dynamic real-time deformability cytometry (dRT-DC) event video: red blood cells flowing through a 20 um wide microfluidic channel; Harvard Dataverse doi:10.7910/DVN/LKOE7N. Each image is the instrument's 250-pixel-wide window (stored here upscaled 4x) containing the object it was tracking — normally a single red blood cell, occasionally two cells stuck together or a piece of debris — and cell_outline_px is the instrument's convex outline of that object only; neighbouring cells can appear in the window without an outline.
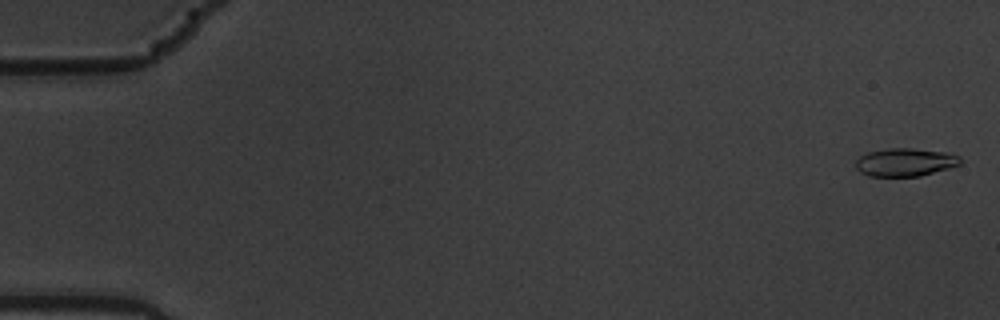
{"species": "common noctule bat (a hibernating species)", "species_latin": "Nyctalus noctula", "temperature_condition": "warm", "stored_images_in_passage": 58, "camera_frame_rate_fps": 3000, "um_per_image_px": 0.085, "animal": {"sex": "male", "body_mass_g": 19.5, "forearm_length_mm": 54.6}, "frame": {"image": 1, "passage_image": 2, "time_ms": 0.333, "image_size_px": [1000, 320], "cell_outline_px": [[960, 164], [948, 168], [920, 176], [868, 176], [860, 172], [856, 168], [856, 160], [860, 156], [868, 152], [892, 148], [912, 148], [948, 152], [960, 156]], "centroid_in_image_um": [76.94, 13.78], "position_along_channel_um": 8.1, "area_um2": 17.05}}
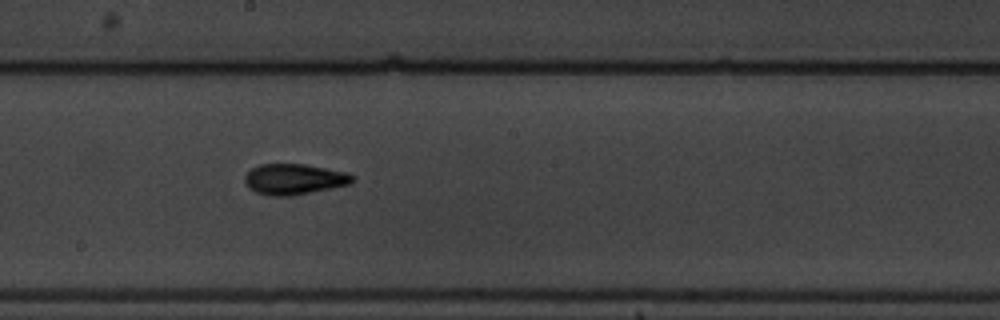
{"frame": {"image": 2, "passage_image": 33, "time_ms": 10.667, "image_size_px": [1000, 320], "cell_outline_px": [[352, 184], [292, 196], [268, 196], [256, 192], [248, 188], [244, 180], [244, 176], [252, 168], [260, 164], [304, 164], [348, 172], [352, 176]], "centroid_in_image_um": [24.98, 15.24], "position_along_channel_um": 223.2, "area_um2": 19.36}}
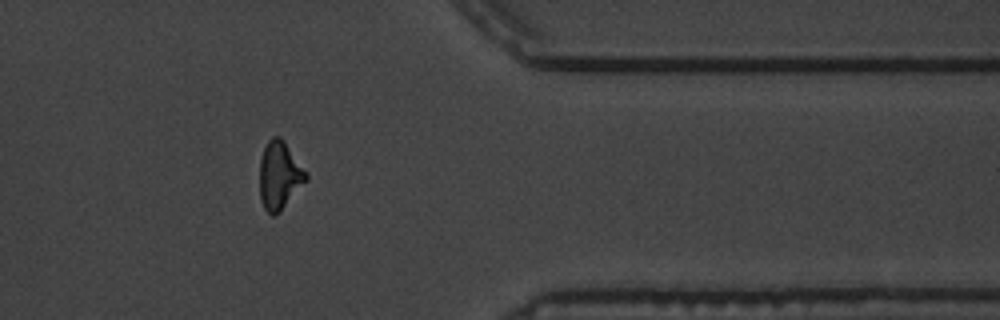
{"frame": {"image": 3, "passage_image": 48, "time_ms": 15.667, "image_size_px": [1000, 320], "cell_outline_px": [[308, 180], [280, 212], [272, 216], [264, 208], [260, 200], [260, 160], [264, 148], [268, 140], [272, 136], [280, 136], [284, 140], [308, 172]], "centroid_in_image_um": [23.78, 14.9], "position_along_channel_um": 387.6, "area_um2": 18.67}}